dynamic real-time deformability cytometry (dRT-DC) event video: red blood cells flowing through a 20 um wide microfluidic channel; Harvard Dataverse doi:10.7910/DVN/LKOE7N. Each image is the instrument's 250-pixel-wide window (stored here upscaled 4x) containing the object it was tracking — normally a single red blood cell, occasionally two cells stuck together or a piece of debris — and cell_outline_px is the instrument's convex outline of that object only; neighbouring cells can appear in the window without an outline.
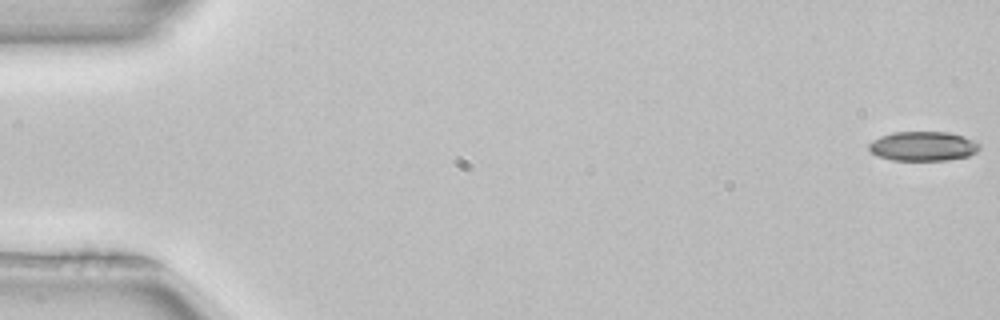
{"species": "common noctule bat (a hibernating species)", "species_latin": "Nyctalus noctula", "temperature_condition": "room temperature", "stored_images_in_passage": 52, "camera_frame_rate_fps": 3000, "um_per_image_px": 0.085, "animal": {"sex": "female", "body_mass_g": 22.7, "forearm_length_mm": 54.2}, "frame": {"image": 1, "passage_image": 1, "time_ms": 0.0, "image_size_px": [1000, 320], "cell_outline_px": [[980, 148], [976, 152], [968, 156], [948, 160], [892, 160], [876, 156], [868, 148], [868, 144], [872, 140], [880, 136], [892, 132], [948, 132], [976, 140], [980, 144]], "centroid_in_image_um": [78.45, 12.42], "position_along_channel_um": 6.5, "area_um2": 19.13}}
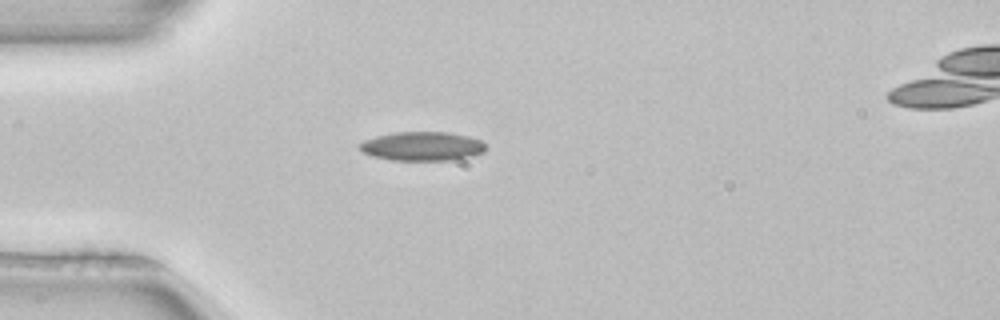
{"frame": {"image": 2, "passage_image": 15, "time_ms": 4.667, "image_size_px": [1000, 320], "cell_outline_px": [[484, 152], [472, 156], [448, 160], [392, 160], [372, 156], [364, 152], [356, 144], [364, 140], [376, 136], [396, 132], [448, 132], [468, 136], [480, 140], [484, 144]], "centroid_in_image_um": [35.86, 12.42], "position_along_channel_um": 49.1, "area_um2": 21.21}}
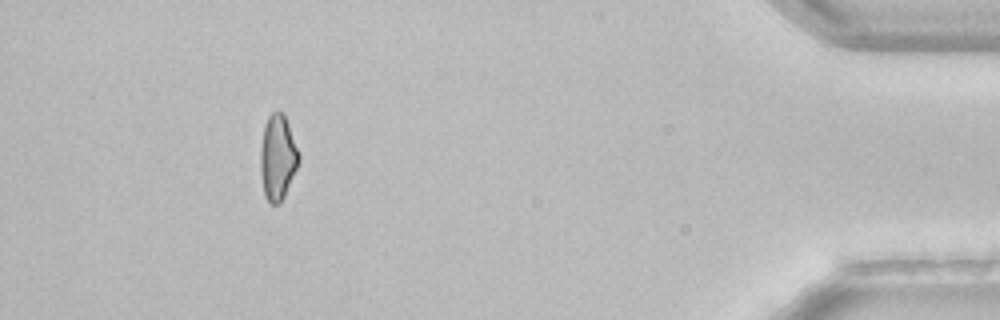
{"frame": {"image": 3, "passage_image": 48, "time_ms": 15.667, "image_size_px": [1000, 320], "cell_outline_px": [[300, 160], [284, 196], [280, 204], [272, 204], [268, 200], [264, 192], [260, 172], [260, 148], [264, 124], [268, 116], [272, 112], [284, 112], [300, 156]], "centroid_in_image_um": [23.59, 13.35], "position_along_channel_um": 411.6, "area_um2": 19.02}, "authors_computed_cell_mechanics": {"area_um2": 19.7676, "velocity_mm_per_s": 3.9789, "shape_relaxation_time_tau1_ms": 5.0759, "shape_relaxation_time_tau2_ms": null, "deformation_change_tau1": 0.1165, "deformation_change_tau2": null}}